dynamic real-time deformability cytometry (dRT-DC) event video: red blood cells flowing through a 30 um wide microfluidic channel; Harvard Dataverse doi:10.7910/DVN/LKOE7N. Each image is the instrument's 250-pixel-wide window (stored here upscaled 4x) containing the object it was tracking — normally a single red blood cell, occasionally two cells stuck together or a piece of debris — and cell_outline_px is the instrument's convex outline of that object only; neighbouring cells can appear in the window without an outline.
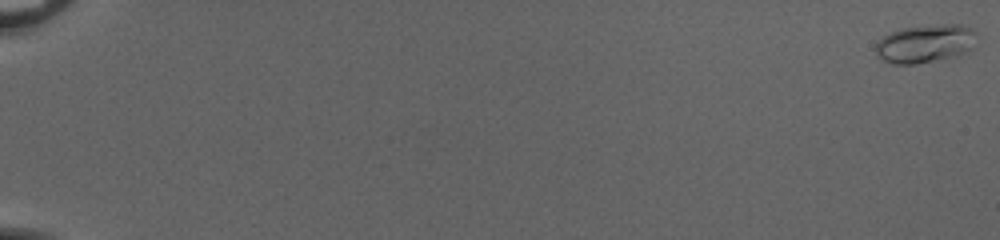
{"species": "common noctule bat (a hibernating species)", "species_latin": "Nyctalus noctula", "temperature_condition": "cold", "stored_images_in_passage": 55, "camera_frame_rate_fps": 3000, "um_per_image_px": 0.085, "animal": {"sex": "female", "body_mass_g": 20.0, "forearm_length_mm": 54.0}, "frame": {"image": 1, "passage_image": 1, "time_ms": 0.0, "image_size_px": [1000, 240], "cell_outline_px": [[976, 32], [972, 48], [968, 52], [960, 56], [916, 64], [892, 64], [876, 56], [876, 44], [884, 36], [900, 28], [944, 24], [960, 24], [972, 28]], "centroid_in_image_um": [78.67, 3.72], "position_along_channel_um": 6.3, "area_um2": 22.66}}
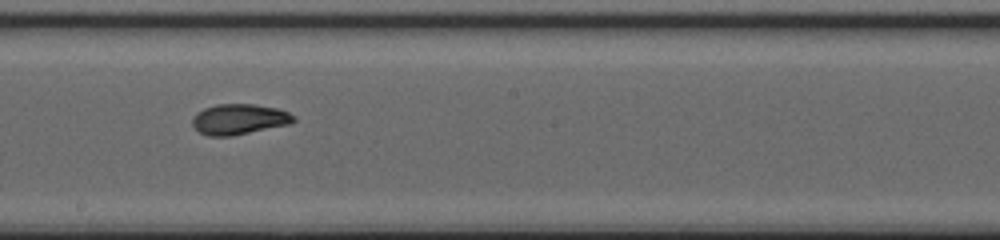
{"frame": {"image": 2, "passage_image": 34, "time_ms": 11.0, "image_size_px": [1000, 240], "cell_outline_px": [[296, 120], [292, 124], [232, 136], [208, 136], [200, 132], [192, 124], [192, 116], [196, 112], [204, 108], [216, 104], [256, 104], [276, 108], [288, 112], [296, 116]], "centroid_in_image_um": [20.34, 10.13], "position_along_channel_um": 227.9, "area_um2": 18.26}}
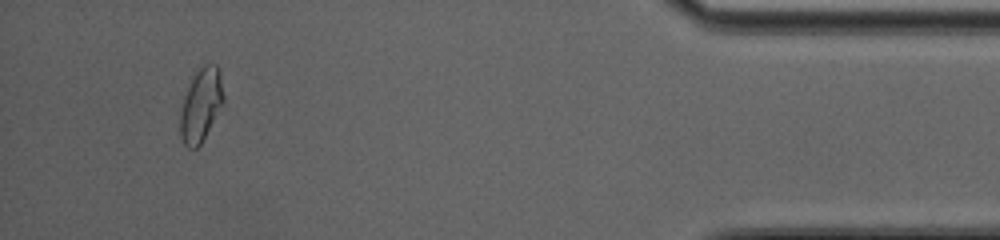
{"frame": {"image": 3, "passage_image": 52, "time_ms": 17.0, "image_size_px": [1000, 240], "cell_outline_px": [[224, 104], [200, 144], [196, 148], [188, 148], [184, 144], [180, 136], [180, 108], [184, 96], [196, 72], [204, 64], [216, 64], [220, 72], [224, 96]], "centroid_in_image_um": [17.09, 8.93], "position_along_channel_um": 418.1, "area_um2": 18.44}, "authors_computed_cell_mechanics": {"area_um2": 17.9758, "velocity_mm_per_s": 4.0379, "shape_relaxation_time_tau1_ms": 3.8711, "shape_relaxation_time_tau2_ms": 1.3383, "deformation_change_tau1": 0.1537, "deformation_change_tau2": 0.0614}}